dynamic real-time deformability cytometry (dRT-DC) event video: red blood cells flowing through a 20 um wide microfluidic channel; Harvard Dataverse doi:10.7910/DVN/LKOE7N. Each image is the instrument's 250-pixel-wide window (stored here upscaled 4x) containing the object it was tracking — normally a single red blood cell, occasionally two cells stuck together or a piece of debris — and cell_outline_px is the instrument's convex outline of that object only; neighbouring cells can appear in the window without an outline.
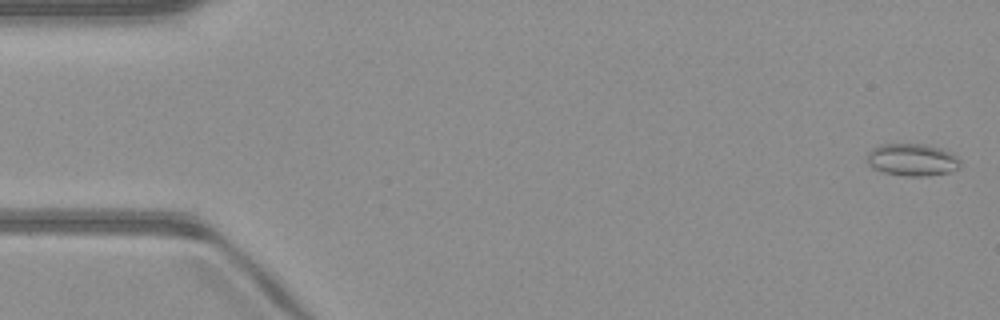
{"species": "common noctule bat (a hibernating species)", "species_latin": "Nyctalus noctula", "temperature_condition": "warm", "stored_images_in_passage": 51, "camera_frame_rate_fps": 3000, "um_per_image_px": 0.085, "animal": {"sex": "male", "body_mass_g": 23.1, "forearm_length_mm": 52.7}, "frame": {"image": 1, "passage_image": 2, "time_ms": 0.333, "image_size_px": [1000, 320], "cell_outline_px": [[960, 168], [948, 172], [928, 176], [904, 176], [884, 172], [872, 168], [864, 160], [868, 152], [872, 148], [880, 144], [924, 144], [940, 148], [956, 156], [960, 160]], "centroid_in_image_um": [77.49, 13.58], "position_along_channel_um": 7.5, "area_um2": 17.69}}
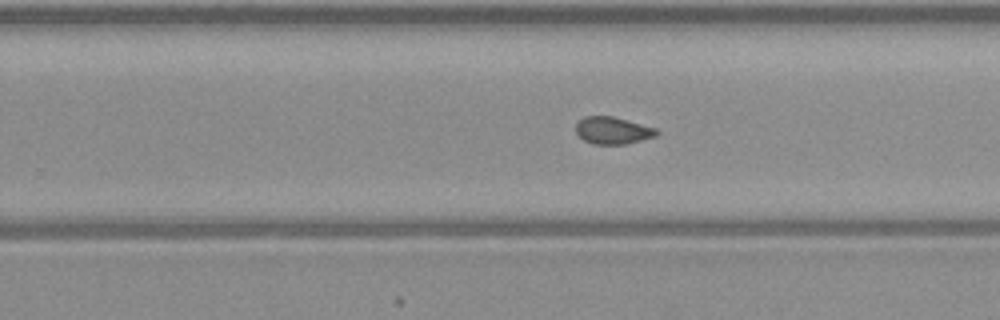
{"frame": {"image": 2, "passage_image": 32, "time_ms": 10.333, "image_size_px": [1000, 320], "cell_outline_px": [[660, 132], [656, 136], [624, 144], [592, 144], [584, 140], [576, 132], [576, 124], [584, 116], [612, 116], [656, 128]], "centroid_in_image_um": [52.08, 11.09], "position_along_channel_um": 277.7, "area_um2": 12.66}}
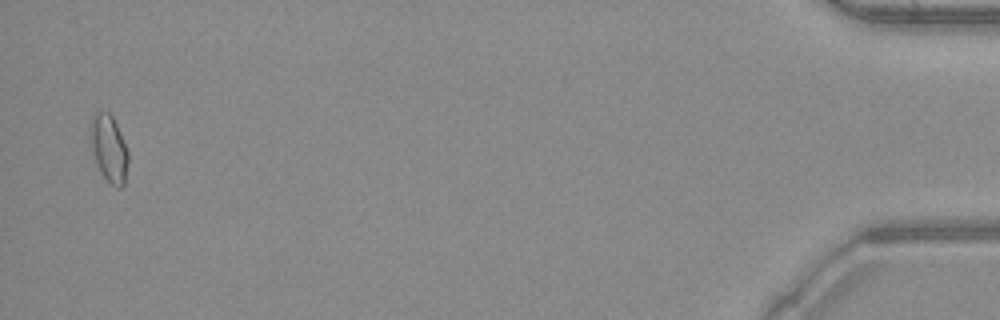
{"frame": {"image": 3, "passage_image": 50, "time_ms": 16.333, "image_size_px": [1000, 320], "cell_outline_px": [[128, 160], [124, 184], [120, 188], [116, 188], [100, 172], [92, 152], [88, 132], [92, 116], [96, 112], [108, 112], [112, 116], [116, 124], [128, 152]], "centroid_in_image_um": [9.22, 12.6], "position_along_channel_um": 426.0, "area_um2": 14.74}, "authors_computed_cell_mechanics": {"area_um2": 13.4674, "velocity_mm_per_s": 4.1057, "shape_relaxation_time_tau1_ms": null, "shape_relaxation_time_tau2_ms": 2.267, "deformation_change_tau1": null, "deformation_change_tau2": 0.0766}}